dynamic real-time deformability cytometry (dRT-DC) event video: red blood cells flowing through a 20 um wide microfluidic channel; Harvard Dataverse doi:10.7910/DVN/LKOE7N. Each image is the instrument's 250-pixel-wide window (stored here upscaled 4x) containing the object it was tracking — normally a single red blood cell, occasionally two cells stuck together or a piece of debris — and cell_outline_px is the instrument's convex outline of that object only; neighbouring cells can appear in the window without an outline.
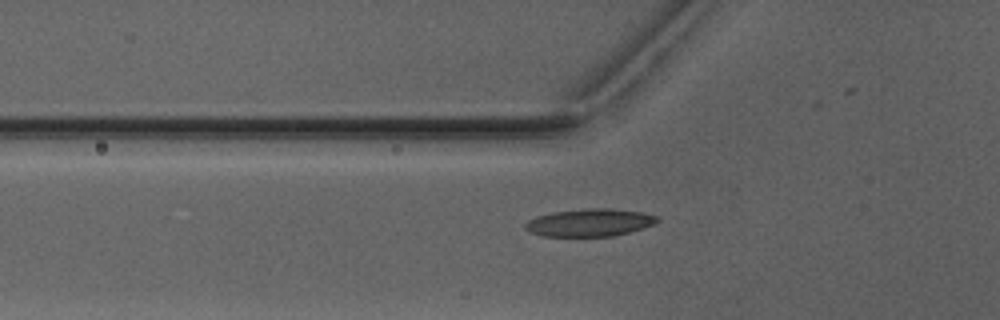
{"species": "Egyptian fruit bat (a non-hibernating species)", "species_latin": "Rousettus aegyptiacus", "temperature_condition": "warm", "stored_images_in_passage": 3, "camera_frame_rate_fps": 3000, "um_per_image_px": 0.085, "animal": {"sex": "male"}, "frame": {"image": 1, "passage_image": 3, "time_ms": 2.333, "image_size_px": [1000, 320], "cell_outline_px": [[660, 220], [644, 228], [612, 236], [544, 236], [528, 232], [524, 228], [524, 224], [528, 220], [536, 216], [552, 212], [588, 208], [612, 208], [640, 212], [656, 216]], "centroid_in_image_um": [50.07, 18.92], "position_along_channel_um": 75.7, "area_um2": 21.21}}